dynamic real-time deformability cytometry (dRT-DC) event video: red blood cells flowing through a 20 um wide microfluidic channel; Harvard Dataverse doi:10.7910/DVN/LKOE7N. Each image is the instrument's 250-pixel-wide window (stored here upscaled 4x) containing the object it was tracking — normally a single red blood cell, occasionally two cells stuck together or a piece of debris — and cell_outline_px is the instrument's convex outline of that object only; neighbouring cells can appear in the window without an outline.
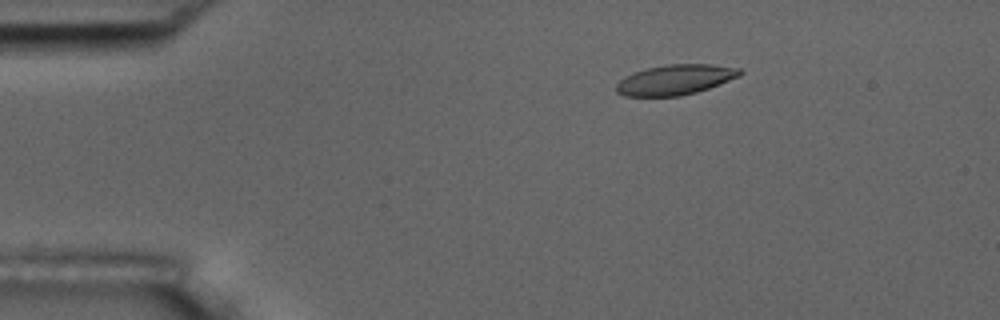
{"species": "common noctule bat (a hibernating species)", "species_latin": "Nyctalus noctula", "temperature_condition": "room temperature", "stored_images_in_passage": 54, "camera_frame_rate_fps": 3000, "um_per_image_px": 0.085, "animal": {"sex": "male", "body_mass_g": 17.5, "forearm_length_mm": 52.3}, "frame": {"image": 1, "passage_image": 9, "time_ms": 2.667, "image_size_px": [1000, 320], "cell_outline_px": [[744, 72], [740, 76], [708, 88], [696, 92], [680, 96], [624, 96], [616, 92], [616, 84], [624, 76], [632, 72], [648, 68], [668, 64], [708, 64], [740, 68]], "centroid_in_image_um": [57.38, 6.77], "position_along_channel_um": 27.6, "area_um2": 21.73}}
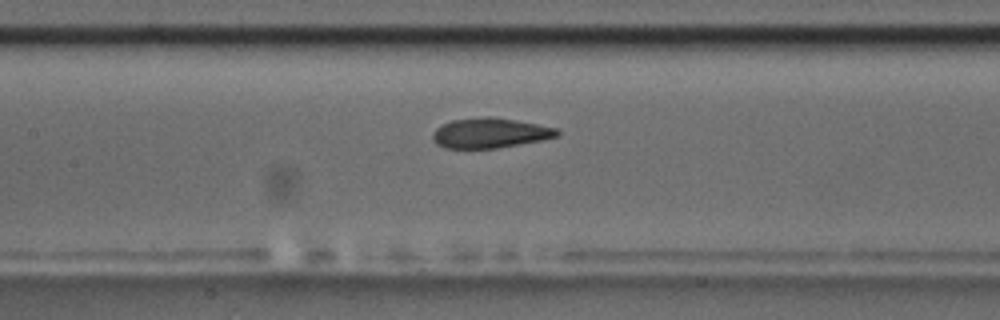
{"frame": {"image": 2, "passage_image": 25, "time_ms": 8.0, "image_size_px": [1000, 320], "cell_outline_px": [[560, 136], [540, 140], [496, 148], [444, 148], [436, 144], [432, 140], [432, 132], [436, 128], [452, 120], [484, 116], [492, 116], [516, 120], [556, 128], [560, 132]], "centroid_in_image_um": [41.62, 11.3], "position_along_channel_um": 165.8, "area_um2": 21.73}}
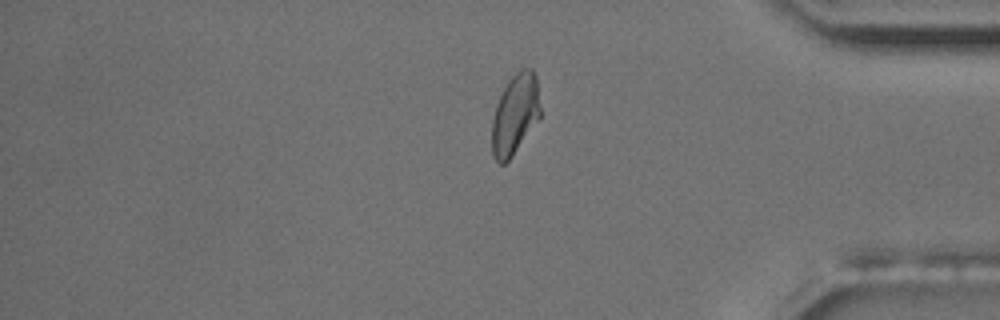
{"frame": {"image": 3, "passage_image": 45, "time_ms": 14.667, "image_size_px": [1000, 320], "cell_outline_px": [[540, 116], [512, 156], [504, 164], [500, 164], [492, 156], [492, 120], [496, 104], [508, 80], [520, 68], [532, 68], [536, 76], [540, 108]], "centroid_in_image_um": [43.76, 9.7], "position_along_channel_um": 391.4, "area_um2": 22.48}, "authors_computed_cell_mechanics": {"area_um2": 22.4842, "velocity_mm_per_s": 3.728, "shape_relaxation_time_tau1_ms": 6.4378, "shape_relaxation_time_tau2_ms": 1.2195, "deformation_change_tau1": 0.1881, "deformation_change_tau2": 0.0588}}